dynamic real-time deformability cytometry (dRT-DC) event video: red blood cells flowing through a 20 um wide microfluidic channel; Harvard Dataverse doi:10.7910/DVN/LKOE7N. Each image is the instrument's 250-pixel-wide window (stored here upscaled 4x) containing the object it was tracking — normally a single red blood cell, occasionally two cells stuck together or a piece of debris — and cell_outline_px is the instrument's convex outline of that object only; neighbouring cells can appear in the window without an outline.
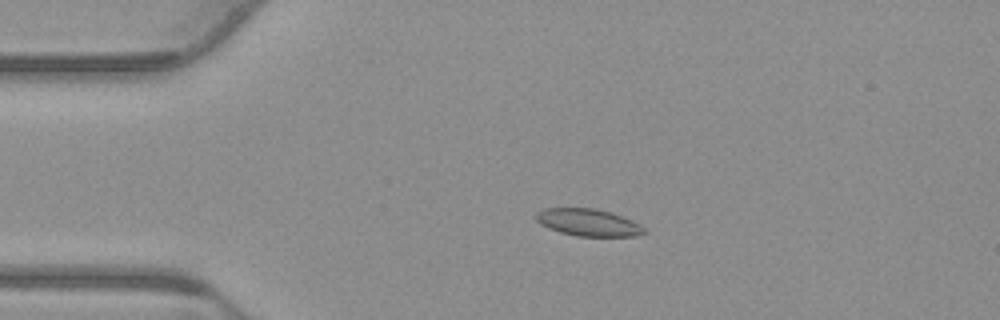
{"species": "common noctule bat (a hibernating species)", "species_latin": "Nyctalus noctula", "temperature_condition": "warm", "stored_images_in_passage": 55, "camera_frame_rate_fps": 3000, "um_per_image_px": 0.085, "animal": {"sex": "male", "body_mass_g": 23.1, "forearm_length_mm": 52.7}, "frame": {"image": 1, "passage_image": 12, "time_ms": 3.667, "image_size_px": [1000, 320], "cell_outline_px": [[648, 232], [640, 236], [576, 236], [560, 232], [548, 228], [540, 224], [536, 220], [536, 212], [544, 208], [596, 208], [632, 220], [640, 224]], "centroid_in_image_um": [50.0, 18.92], "position_along_channel_um": 35.0, "area_um2": 17.17}}
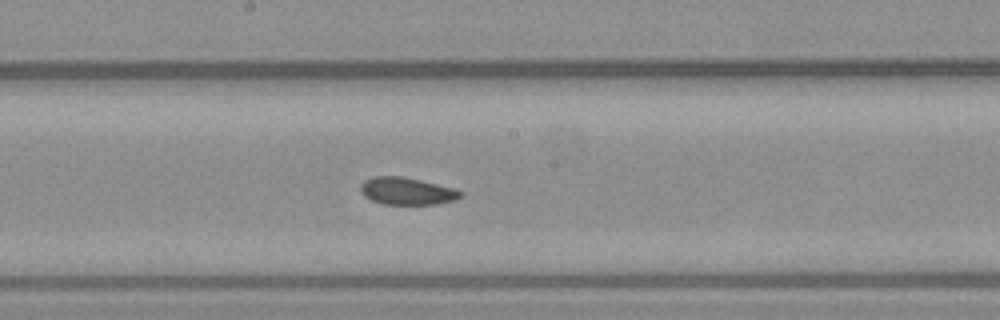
{"frame": {"image": 2, "passage_image": 29, "time_ms": 9.333, "image_size_px": [1000, 320], "cell_outline_px": [[464, 196], [456, 200], [436, 204], [380, 204], [364, 196], [360, 192], [360, 184], [364, 180], [372, 176], [400, 176], [420, 180], [452, 188], [464, 192]], "centroid_in_image_um": [34.57, 16.25], "position_along_channel_um": 213.6, "area_um2": 16.01}}
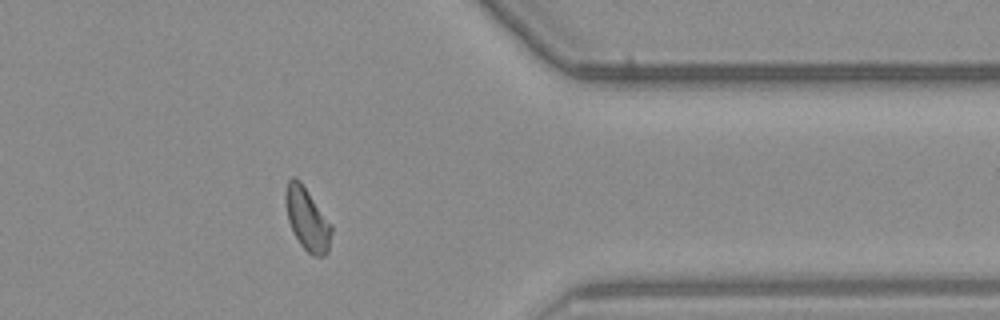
{"frame": {"image": 3, "passage_image": 44, "time_ms": 14.333, "image_size_px": [1000, 320], "cell_outline_px": [[332, 232], [328, 252], [324, 256], [312, 256], [300, 244], [288, 220], [284, 204], [284, 192], [288, 180], [292, 176], [300, 180], [332, 224]], "centroid_in_image_um": [26.1, 18.6], "position_along_channel_um": 385.3, "area_um2": 16.94}, "authors_computed_cell_mechanics": {"area_um2": 16.5308, "velocity_mm_per_s": 3.7832, "shape_relaxation_time_tau1_ms": 4.7073, "shape_relaxation_time_tau2_ms": 2.427, "deformation_change_tau1": 0.105, "deformation_change_tau2": 0.0759}}